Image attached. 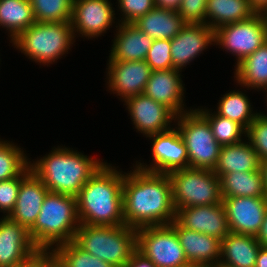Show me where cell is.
Returning a JSON list of instances; mask_svg holds the SVG:
<instances>
[{"instance_id": "obj_12", "label": "cell", "mask_w": 267, "mask_h": 267, "mask_svg": "<svg viewBox=\"0 0 267 267\" xmlns=\"http://www.w3.org/2000/svg\"><path fill=\"white\" fill-rule=\"evenodd\" d=\"M112 8L109 0H73L71 24L74 36L78 33L92 39L106 33L116 19Z\"/></svg>"}, {"instance_id": "obj_40", "label": "cell", "mask_w": 267, "mask_h": 267, "mask_svg": "<svg viewBox=\"0 0 267 267\" xmlns=\"http://www.w3.org/2000/svg\"><path fill=\"white\" fill-rule=\"evenodd\" d=\"M58 261L57 255L52 249H37L33 254L23 260L20 267H53Z\"/></svg>"}, {"instance_id": "obj_49", "label": "cell", "mask_w": 267, "mask_h": 267, "mask_svg": "<svg viewBox=\"0 0 267 267\" xmlns=\"http://www.w3.org/2000/svg\"><path fill=\"white\" fill-rule=\"evenodd\" d=\"M214 267H229V266H226L224 264L218 263V264L214 265Z\"/></svg>"}, {"instance_id": "obj_28", "label": "cell", "mask_w": 267, "mask_h": 267, "mask_svg": "<svg viewBox=\"0 0 267 267\" xmlns=\"http://www.w3.org/2000/svg\"><path fill=\"white\" fill-rule=\"evenodd\" d=\"M222 197H267L262 170L226 173L221 178Z\"/></svg>"}, {"instance_id": "obj_47", "label": "cell", "mask_w": 267, "mask_h": 267, "mask_svg": "<svg viewBox=\"0 0 267 267\" xmlns=\"http://www.w3.org/2000/svg\"><path fill=\"white\" fill-rule=\"evenodd\" d=\"M261 170L263 173V178H264V182H265V189H266V193H267V160H264L263 162H261Z\"/></svg>"}, {"instance_id": "obj_29", "label": "cell", "mask_w": 267, "mask_h": 267, "mask_svg": "<svg viewBox=\"0 0 267 267\" xmlns=\"http://www.w3.org/2000/svg\"><path fill=\"white\" fill-rule=\"evenodd\" d=\"M36 22L30 0H0V26L11 41Z\"/></svg>"}, {"instance_id": "obj_45", "label": "cell", "mask_w": 267, "mask_h": 267, "mask_svg": "<svg viewBox=\"0 0 267 267\" xmlns=\"http://www.w3.org/2000/svg\"><path fill=\"white\" fill-rule=\"evenodd\" d=\"M250 4L259 11L265 4H267V0H249Z\"/></svg>"}, {"instance_id": "obj_6", "label": "cell", "mask_w": 267, "mask_h": 267, "mask_svg": "<svg viewBox=\"0 0 267 267\" xmlns=\"http://www.w3.org/2000/svg\"><path fill=\"white\" fill-rule=\"evenodd\" d=\"M71 22H35L10 41L28 59L50 65L75 42Z\"/></svg>"}, {"instance_id": "obj_33", "label": "cell", "mask_w": 267, "mask_h": 267, "mask_svg": "<svg viewBox=\"0 0 267 267\" xmlns=\"http://www.w3.org/2000/svg\"><path fill=\"white\" fill-rule=\"evenodd\" d=\"M53 250L65 267H114L82 249L74 240L60 244Z\"/></svg>"}, {"instance_id": "obj_8", "label": "cell", "mask_w": 267, "mask_h": 267, "mask_svg": "<svg viewBox=\"0 0 267 267\" xmlns=\"http://www.w3.org/2000/svg\"><path fill=\"white\" fill-rule=\"evenodd\" d=\"M185 143L189 168L214 170L221 146L208 120L195 108L176 116L174 121Z\"/></svg>"}, {"instance_id": "obj_1", "label": "cell", "mask_w": 267, "mask_h": 267, "mask_svg": "<svg viewBox=\"0 0 267 267\" xmlns=\"http://www.w3.org/2000/svg\"><path fill=\"white\" fill-rule=\"evenodd\" d=\"M124 172L123 213L125 225L134 229L168 225L176 218L168 174L148 172L136 166Z\"/></svg>"}, {"instance_id": "obj_27", "label": "cell", "mask_w": 267, "mask_h": 267, "mask_svg": "<svg viewBox=\"0 0 267 267\" xmlns=\"http://www.w3.org/2000/svg\"><path fill=\"white\" fill-rule=\"evenodd\" d=\"M234 79L248 90L267 89V41L235 67Z\"/></svg>"}, {"instance_id": "obj_34", "label": "cell", "mask_w": 267, "mask_h": 267, "mask_svg": "<svg viewBox=\"0 0 267 267\" xmlns=\"http://www.w3.org/2000/svg\"><path fill=\"white\" fill-rule=\"evenodd\" d=\"M36 22H71L73 0H30Z\"/></svg>"}, {"instance_id": "obj_2", "label": "cell", "mask_w": 267, "mask_h": 267, "mask_svg": "<svg viewBox=\"0 0 267 267\" xmlns=\"http://www.w3.org/2000/svg\"><path fill=\"white\" fill-rule=\"evenodd\" d=\"M122 172L105 162L84 184L76 196L80 224L125 225Z\"/></svg>"}, {"instance_id": "obj_37", "label": "cell", "mask_w": 267, "mask_h": 267, "mask_svg": "<svg viewBox=\"0 0 267 267\" xmlns=\"http://www.w3.org/2000/svg\"><path fill=\"white\" fill-rule=\"evenodd\" d=\"M30 171L31 168L29 166L21 175L12 179L0 181V212H3L4 217L9 216L14 210L20 183Z\"/></svg>"}, {"instance_id": "obj_14", "label": "cell", "mask_w": 267, "mask_h": 267, "mask_svg": "<svg viewBox=\"0 0 267 267\" xmlns=\"http://www.w3.org/2000/svg\"><path fill=\"white\" fill-rule=\"evenodd\" d=\"M230 232L256 236L267 211V197H224Z\"/></svg>"}, {"instance_id": "obj_35", "label": "cell", "mask_w": 267, "mask_h": 267, "mask_svg": "<svg viewBox=\"0 0 267 267\" xmlns=\"http://www.w3.org/2000/svg\"><path fill=\"white\" fill-rule=\"evenodd\" d=\"M245 139L258 154L261 162L267 160V118L261 112L246 129Z\"/></svg>"}, {"instance_id": "obj_25", "label": "cell", "mask_w": 267, "mask_h": 267, "mask_svg": "<svg viewBox=\"0 0 267 267\" xmlns=\"http://www.w3.org/2000/svg\"><path fill=\"white\" fill-rule=\"evenodd\" d=\"M258 11L249 0H207L205 24L213 30L250 19Z\"/></svg>"}, {"instance_id": "obj_5", "label": "cell", "mask_w": 267, "mask_h": 267, "mask_svg": "<svg viewBox=\"0 0 267 267\" xmlns=\"http://www.w3.org/2000/svg\"><path fill=\"white\" fill-rule=\"evenodd\" d=\"M74 241L85 251L114 267H125L137 246V229L127 225L80 224Z\"/></svg>"}, {"instance_id": "obj_18", "label": "cell", "mask_w": 267, "mask_h": 267, "mask_svg": "<svg viewBox=\"0 0 267 267\" xmlns=\"http://www.w3.org/2000/svg\"><path fill=\"white\" fill-rule=\"evenodd\" d=\"M37 249L26 227L8 216L0 219V267L18 266Z\"/></svg>"}, {"instance_id": "obj_17", "label": "cell", "mask_w": 267, "mask_h": 267, "mask_svg": "<svg viewBox=\"0 0 267 267\" xmlns=\"http://www.w3.org/2000/svg\"><path fill=\"white\" fill-rule=\"evenodd\" d=\"M214 46V30L206 24H186L171 39L173 67L181 70L198 57L208 46Z\"/></svg>"}, {"instance_id": "obj_39", "label": "cell", "mask_w": 267, "mask_h": 267, "mask_svg": "<svg viewBox=\"0 0 267 267\" xmlns=\"http://www.w3.org/2000/svg\"><path fill=\"white\" fill-rule=\"evenodd\" d=\"M207 0H182L178 14L186 24H205Z\"/></svg>"}, {"instance_id": "obj_31", "label": "cell", "mask_w": 267, "mask_h": 267, "mask_svg": "<svg viewBox=\"0 0 267 267\" xmlns=\"http://www.w3.org/2000/svg\"><path fill=\"white\" fill-rule=\"evenodd\" d=\"M197 110L208 120L214 138L220 146L237 144L242 142V135L246 137V129L239 123L228 118L221 117L210 112L209 109L197 108Z\"/></svg>"}, {"instance_id": "obj_32", "label": "cell", "mask_w": 267, "mask_h": 267, "mask_svg": "<svg viewBox=\"0 0 267 267\" xmlns=\"http://www.w3.org/2000/svg\"><path fill=\"white\" fill-rule=\"evenodd\" d=\"M29 165L30 161L20 146L0 139V181L21 175Z\"/></svg>"}, {"instance_id": "obj_38", "label": "cell", "mask_w": 267, "mask_h": 267, "mask_svg": "<svg viewBox=\"0 0 267 267\" xmlns=\"http://www.w3.org/2000/svg\"><path fill=\"white\" fill-rule=\"evenodd\" d=\"M122 14L118 23H134L140 17L150 12L154 7V0H117Z\"/></svg>"}, {"instance_id": "obj_4", "label": "cell", "mask_w": 267, "mask_h": 267, "mask_svg": "<svg viewBox=\"0 0 267 267\" xmlns=\"http://www.w3.org/2000/svg\"><path fill=\"white\" fill-rule=\"evenodd\" d=\"M79 226L76 197L48 192L29 235L38 249H53L74 240Z\"/></svg>"}, {"instance_id": "obj_9", "label": "cell", "mask_w": 267, "mask_h": 267, "mask_svg": "<svg viewBox=\"0 0 267 267\" xmlns=\"http://www.w3.org/2000/svg\"><path fill=\"white\" fill-rule=\"evenodd\" d=\"M136 249L157 267H188L175 229L170 225L137 229Z\"/></svg>"}, {"instance_id": "obj_10", "label": "cell", "mask_w": 267, "mask_h": 267, "mask_svg": "<svg viewBox=\"0 0 267 267\" xmlns=\"http://www.w3.org/2000/svg\"><path fill=\"white\" fill-rule=\"evenodd\" d=\"M267 41V31L257 12L248 20L221 26L214 30V45L236 56L237 66Z\"/></svg>"}, {"instance_id": "obj_46", "label": "cell", "mask_w": 267, "mask_h": 267, "mask_svg": "<svg viewBox=\"0 0 267 267\" xmlns=\"http://www.w3.org/2000/svg\"><path fill=\"white\" fill-rule=\"evenodd\" d=\"M258 13L261 15L265 29L267 31V4H265L259 11Z\"/></svg>"}, {"instance_id": "obj_7", "label": "cell", "mask_w": 267, "mask_h": 267, "mask_svg": "<svg viewBox=\"0 0 267 267\" xmlns=\"http://www.w3.org/2000/svg\"><path fill=\"white\" fill-rule=\"evenodd\" d=\"M173 205L184 207L222 203L220 178L210 169L184 168L168 173Z\"/></svg>"}, {"instance_id": "obj_44", "label": "cell", "mask_w": 267, "mask_h": 267, "mask_svg": "<svg viewBox=\"0 0 267 267\" xmlns=\"http://www.w3.org/2000/svg\"><path fill=\"white\" fill-rule=\"evenodd\" d=\"M255 267H267V247H260Z\"/></svg>"}, {"instance_id": "obj_11", "label": "cell", "mask_w": 267, "mask_h": 267, "mask_svg": "<svg viewBox=\"0 0 267 267\" xmlns=\"http://www.w3.org/2000/svg\"><path fill=\"white\" fill-rule=\"evenodd\" d=\"M148 138L152 139L153 164L147 166L145 163L136 162L134 166L144 171L164 174L189 168L186 146L177 127L150 135Z\"/></svg>"}, {"instance_id": "obj_48", "label": "cell", "mask_w": 267, "mask_h": 267, "mask_svg": "<svg viewBox=\"0 0 267 267\" xmlns=\"http://www.w3.org/2000/svg\"><path fill=\"white\" fill-rule=\"evenodd\" d=\"M53 267H65L63 266V264L58 260L54 265Z\"/></svg>"}, {"instance_id": "obj_42", "label": "cell", "mask_w": 267, "mask_h": 267, "mask_svg": "<svg viewBox=\"0 0 267 267\" xmlns=\"http://www.w3.org/2000/svg\"><path fill=\"white\" fill-rule=\"evenodd\" d=\"M154 3L155 7L178 11L181 6L182 0H154Z\"/></svg>"}, {"instance_id": "obj_24", "label": "cell", "mask_w": 267, "mask_h": 267, "mask_svg": "<svg viewBox=\"0 0 267 267\" xmlns=\"http://www.w3.org/2000/svg\"><path fill=\"white\" fill-rule=\"evenodd\" d=\"M261 170V161L253 147L243 140L237 144L221 146L214 173L221 178L226 173Z\"/></svg>"}, {"instance_id": "obj_3", "label": "cell", "mask_w": 267, "mask_h": 267, "mask_svg": "<svg viewBox=\"0 0 267 267\" xmlns=\"http://www.w3.org/2000/svg\"><path fill=\"white\" fill-rule=\"evenodd\" d=\"M105 163L58 146L39 160L30 161L31 170L41 179L49 192L77 196L89 178Z\"/></svg>"}, {"instance_id": "obj_50", "label": "cell", "mask_w": 267, "mask_h": 267, "mask_svg": "<svg viewBox=\"0 0 267 267\" xmlns=\"http://www.w3.org/2000/svg\"><path fill=\"white\" fill-rule=\"evenodd\" d=\"M188 267H214V266L190 265Z\"/></svg>"}, {"instance_id": "obj_20", "label": "cell", "mask_w": 267, "mask_h": 267, "mask_svg": "<svg viewBox=\"0 0 267 267\" xmlns=\"http://www.w3.org/2000/svg\"><path fill=\"white\" fill-rule=\"evenodd\" d=\"M170 225L175 229L186 259L190 265L214 266L221 257V240L204 233L188 230L176 220Z\"/></svg>"}, {"instance_id": "obj_36", "label": "cell", "mask_w": 267, "mask_h": 267, "mask_svg": "<svg viewBox=\"0 0 267 267\" xmlns=\"http://www.w3.org/2000/svg\"><path fill=\"white\" fill-rule=\"evenodd\" d=\"M171 40H154L145 61L152 71L175 69L171 57Z\"/></svg>"}, {"instance_id": "obj_16", "label": "cell", "mask_w": 267, "mask_h": 267, "mask_svg": "<svg viewBox=\"0 0 267 267\" xmlns=\"http://www.w3.org/2000/svg\"><path fill=\"white\" fill-rule=\"evenodd\" d=\"M175 220L184 228L222 240L230 233L223 203L184 207Z\"/></svg>"}, {"instance_id": "obj_13", "label": "cell", "mask_w": 267, "mask_h": 267, "mask_svg": "<svg viewBox=\"0 0 267 267\" xmlns=\"http://www.w3.org/2000/svg\"><path fill=\"white\" fill-rule=\"evenodd\" d=\"M124 102L133 125L146 138L171 129L170 124L176 120V115L168 107L144 94L129 97Z\"/></svg>"}, {"instance_id": "obj_51", "label": "cell", "mask_w": 267, "mask_h": 267, "mask_svg": "<svg viewBox=\"0 0 267 267\" xmlns=\"http://www.w3.org/2000/svg\"><path fill=\"white\" fill-rule=\"evenodd\" d=\"M265 92H267V89L265 90ZM267 94V93H266ZM266 99H267V96H266ZM266 102H267V100H266ZM267 105V104H266ZM262 115H264L266 118H267V114L265 115V114H263L262 113Z\"/></svg>"}, {"instance_id": "obj_43", "label": "cell", "mask_w": 267, "mask_h": 267, "mask_svg": "<svg viewBox=\"0 0 267 267\" xmlns=\"http://www.w3.org/2000/svg\"><path fill=\"white\" fill-rule=\"evenodd\" d=\"M255 237L262 247H267V211L259 232Z\"/></svg>"}, {"instance_id": "obj_41", "label": "cell", "mask_w": 267, "mask_h": 267, "mask_svg": "<svg viewBox=\"0 0 267 267\" xmlns=\"http://www.w3.org/2000/svg\"><path fill=\"white\" fill-rule=\"evenodd\" d=\"M125 267H157L150 259L146 258L137 249L132 253Z\"/></svg>"}, {"instance_id": "obj_30", "label": "cell", "mask_w": 267, "mask_h": 267, "mask_svg": "<svg viewBox=\"0 0 267 267\" xmlns=\"http://www.w3.org/2000/svg\"><path fill=\"white\" fill-rule=\"evenodd\" d=\"M220 98L215 113L241 124L245 129L259 114V112H253L250 99L244 92L233 90Z\"/></svg>"}, {"instance_id": "obj_22", "label": "cell", "mask_w": 267, "mask_h": 267, "mask_svg": "<svg viewBox=\"0 0 267 267\" xmlns=\"http://www.w3.org/2000/svg\"><path fill=\"white\" fill-rule=\"evenodd\" d=\"M118 25L108 61H144L154 39L133 23Z\"/></svg>"}, {"instance_id": "obj_26", "label": "cell", "mask_w": 267, "mask_h": 267, "mask_svg": "<svg viewBox=\"0 0 267 267\" xmlns=\"http://www.w3.org/2000/svg\"><path fill=\"white\" fill-rule=\"evenodd\" d=\"M133 24L154 40H171L186 25L178 11L158 7H154Z\"/></svg>"}, {"instance_id": "obj_21", "label": "cell", "mask_w": 267, "mask_h": 267, "mask_svg": "<svg viewBox=\"0 0 267 267\" xmlns=\"http://www.w3.org/2000/svg\"><path fill=\"white\" fill-rule=\"evenodd\" d=\"M48 192L41 179L31 170L20 183L15 208L8 217L29 230L36 222Z\"/></svg>"}, {"instance_id": "obj_15", "label": "cell", "mask_w": 267, "mask_h": 267, "mask_svg": "<svg viewBox=\"0 0 267 267\" xmlns=\"http://www.w3.org/2000/svg\"><path fill=\"white\" fill-rule=\"evenodd\" d=\"M108 89L125 101L143 94L152 69L146 61H108Z\"/></svg>"}, {"instance_id": "obj_23", "label": "cell", "mask_w": 267, "mask_h": 267, "mask_svg": "<svg viewBox=\"0 0 267 267\" xmlns=\"http://www.w3.org/2000/svg\"><path fill=\"white\" fill-rule=\"evenodd\" d=\"M260 247L255 236L230 232L221 240L219 263L229 267H255Z\"/></svg>"}, {"instance_id": "obj_19", "label": "cell", "mask_w": 267, "mask_h": 267, "mask_svg": "<svg viewBox=\"0 0 267 267\" xmlns=\"http://www.w3.org/2000/svg\"><path fill=\"white\" fill-rule=\"evenodd\" d=\"M180 72L178 69L152 71L143 92L168 107L176 116L189 111L183 104L185 88Z\"/></svg>"}]
</instances>
